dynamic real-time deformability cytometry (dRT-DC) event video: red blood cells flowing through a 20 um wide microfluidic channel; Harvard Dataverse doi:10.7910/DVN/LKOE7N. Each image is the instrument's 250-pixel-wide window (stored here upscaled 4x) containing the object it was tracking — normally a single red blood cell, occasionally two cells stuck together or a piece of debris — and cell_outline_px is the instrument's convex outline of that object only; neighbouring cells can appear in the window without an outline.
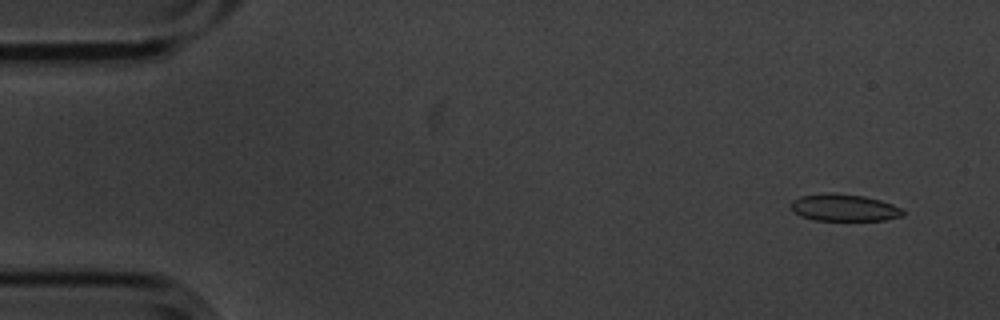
{"species": "common noctule bat (a hibernating species)", "species_latin": "Nyctalus noctula", "temperature_condition": "cold", "stored_images_in_passage": 9, "camera_frame_rate_fps": 3000, "um_per_image_px": 0.085, "animal": {"sex": "male", "body_mass_g": 20.1, "forearm_length_mm": 53.5}, "frame": {"image": 1, "passage_image": 1, "time_ms": 0.0, "image_size_px": [1000, 320], "cell_outline_px": [[904, 216], [884, 220], [812, 220], [800, 216], [792, 212], [788, 204], [792, 200], [800, 196], [824, 192], [832, 192], [864, 196], [880, 200], [892, 204], [900, 208], [904, 212]], "centroid_in_image_um": [71.67, 17.64], "position_along_channel_um": 13.3, "area_um2": 17.98}}
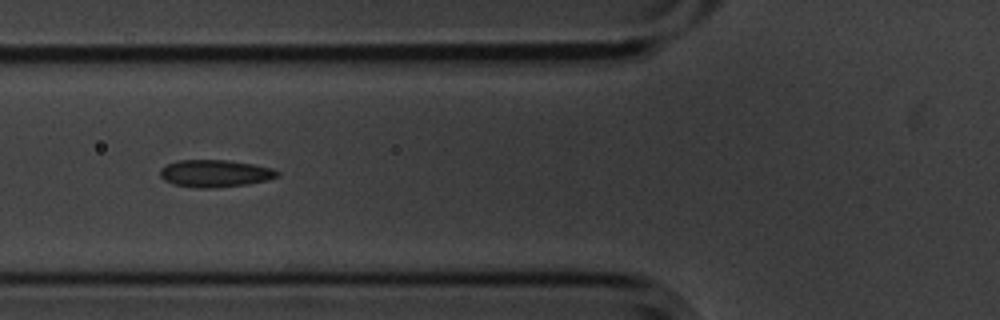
{"frame": {"image": 2, "passage_image": 6, "time_ms": 1.667, "image_size_px": [1000, 320], "cell_outline_px": [[280, 176], [268, 180], [248, 184], [212, 188], [196, 188], [172, 184], [164, 180], [160, 176], [160, 168], [168, 164], [180, 160], [228, 160], [252, 164], [272, 168], [280, 172]], "centroid_in_image_um": [18.29, 14.75], "position_along_channel_um": 107.5, "area_um2": 18.73}}
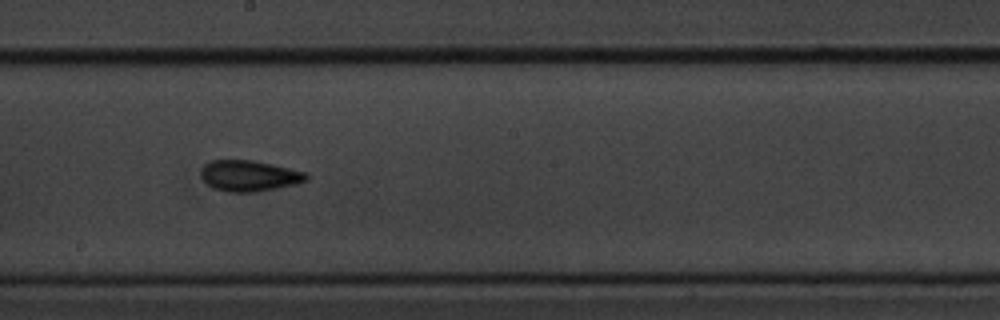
{"frame": {"image": 3, "passage_image": 9, "time_ms": 2.667, "image_size_px": [1000, 320], "cell_outline_px": [[308, 180], [296, 184], [256, 192], [228, 192], [212, 188], [204, 180], [204, 164], [212, 160], [252, 160], [272, 164], [308, 172]], "centroid_in_image_um": [21.25, 14.94], "position_along_channel_um": 227.0, "area_um2": 18.84}}